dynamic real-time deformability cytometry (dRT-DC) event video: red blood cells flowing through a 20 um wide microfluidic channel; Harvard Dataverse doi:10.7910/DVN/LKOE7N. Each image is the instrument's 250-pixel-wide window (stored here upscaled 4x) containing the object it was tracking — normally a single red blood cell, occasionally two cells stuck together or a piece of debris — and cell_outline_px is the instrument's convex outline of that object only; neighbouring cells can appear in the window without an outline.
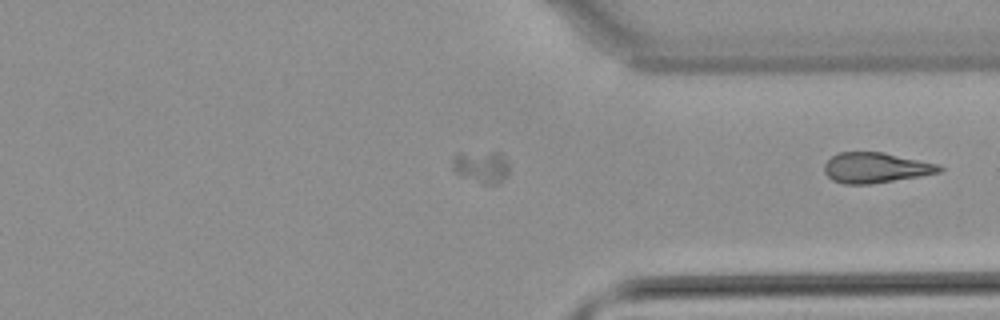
{"species": "common noctule bat (a hibernating species)", "species_latin": "Nyctalus noctula", "temperature_condition": "warm", "stored_images_in_passage": 34, "segment_of_instrument_passage": [2, 2], "camera_frame_rate_fps": 3000, "um_per_image_px": 0.085, "animal": {"sex": "male", "body_mass_g": 21.5, "forearm_length_mm": 52.0}, "frame": {"image": 1, "passage_image": 34, "time_ms": 11.0, "image_size_px": [1000, 320], "cell_outline_px": [[944, 168], [940, 172], [920, 176], [872, 184], [844, 184], [832, 180], [824, 172], [824, 164], [832, 156], [840, 152], [884, 152], [940, 164]], "centroid_in_image_um": [74.45, 14.26], "position_along_channel_um": 337.0, "area_um2": 20.46}}